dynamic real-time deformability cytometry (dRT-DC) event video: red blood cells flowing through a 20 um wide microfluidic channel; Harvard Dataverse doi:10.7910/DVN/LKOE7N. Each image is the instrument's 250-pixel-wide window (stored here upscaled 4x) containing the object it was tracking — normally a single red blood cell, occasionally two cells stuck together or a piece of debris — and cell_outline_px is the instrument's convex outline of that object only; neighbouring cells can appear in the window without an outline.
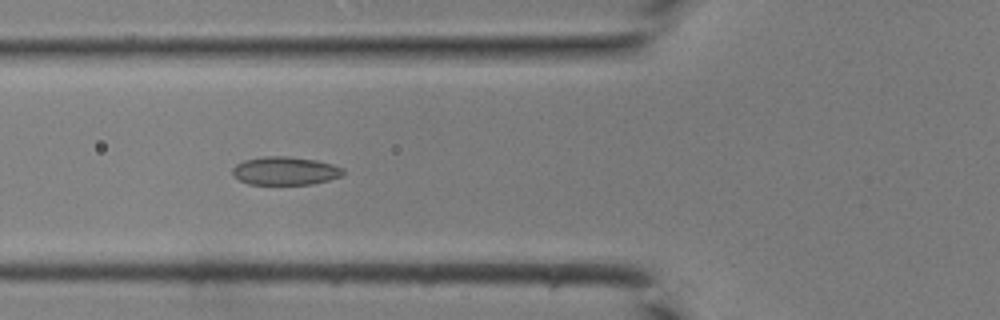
{"species": "common noctule bat (a hibernating species)", "species_latin": "Nyctalus noctula", "temperature_condition": "room temperature", "stored_images_in_passage": 42, "segment_of_instrument_passage": [1, 2], "camera_frame_rate_fps": 3000, "um_per_image_px": 0.085, "animal": {"sex": "male", "body_mass_g": 19.0, "forearm_length_mm": 50.8}, "frame": {"image": 1, "passage_image": 15, "time_ms": 4.667, "image_size_px": [1000, 320], "cell_outline_px": [[344, 172], [340, 176], [328, 180], [312, 184], [248, 184], [232, 176], [232, 168], [236, 164], [244, 160], [264, 156], [288, 156], [316, 160], [332, 164], [344, 168]], "centroid_in_image_um": [24.21, 14.52], "position_along_channel_um": 101.6, "area_um2": 18.26}}
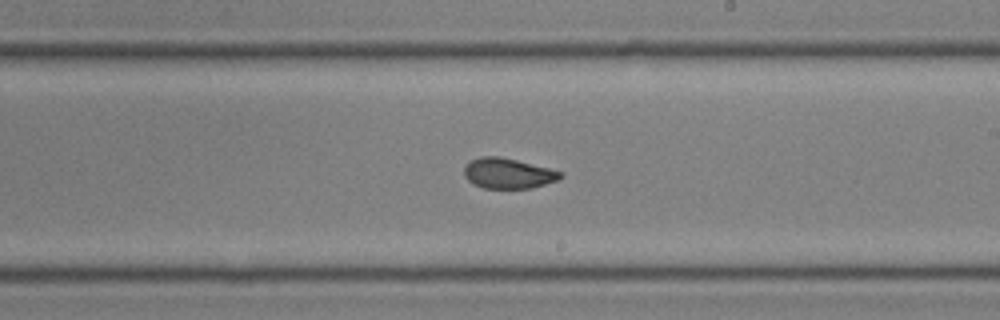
{"frame": {"image": 2, "passage_image": 24, "time_ms": 7.667, "image_size_px": [1000, 320], "cell_outline_px": [[564, 176], [560, 180], [532, 188], [484, 188], [472, 184], [464, 176], [464, 168], [472, 160], [480, 156], [500, 156], [564, 172]], "centroid_in_image_um": [43.22, 14.74], "position_along_channel_um": 245.8, "area_um2": 17.11}}
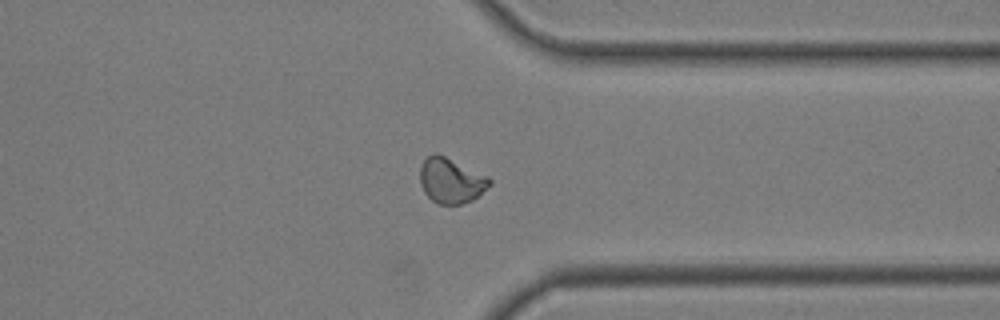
{"frame": {"image": 3, "passage_image": 32, "time_ms": 10.333, "image_size_px": [1000, 320], "cell_outline_px": [[492, 184], [472, 200], [460, 204], [440, 204], [432, 200], [424, 192], [420, 184], [420, 168], [424, 160], [428, 156], [436, 152], [488, 176], [492, 180]], "centroid_in_image_um": [38.33, 15.34], "position_along_channel_um": 373.1, "area_um2": 18.21}}